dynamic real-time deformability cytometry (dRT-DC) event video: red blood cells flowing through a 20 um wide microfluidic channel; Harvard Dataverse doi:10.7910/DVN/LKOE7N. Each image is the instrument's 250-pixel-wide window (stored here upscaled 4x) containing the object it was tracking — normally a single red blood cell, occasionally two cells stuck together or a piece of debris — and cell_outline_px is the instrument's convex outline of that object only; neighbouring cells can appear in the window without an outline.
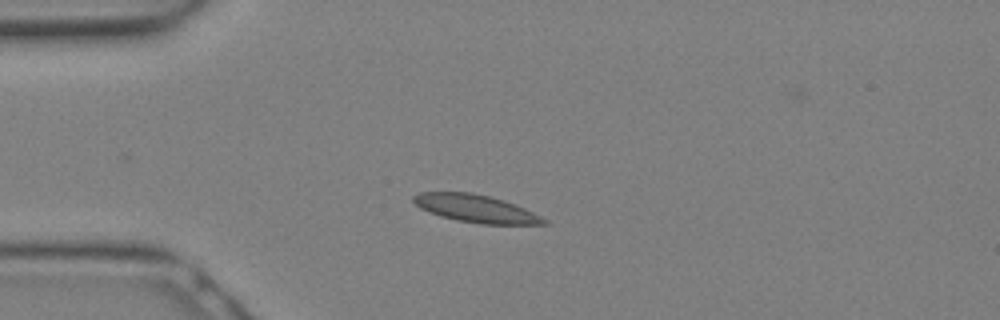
{"species": "Egyptian fruit bat (a non-hibernating species)", "species_latin": "Rousettus aegyptiacus", "temperature_condition": "warm", "stored_images_in_passage": 6, "camera_frame_rate_fps": 3000, "um_per_image_px": 0.085, "animal": {"sex": "female"}, "frame": {"image": 1, "passage_image": 1, "time_ms": 0.0, "image_size_px": [1000, 320], "cell_outline_px": [[548, 224], [480, 224], [456, 220], [440, 216], [428, 212], [420, 208], [412, 200], [412, 196], [420, 192], [472, 192], [504, 200], [516, 204], [548, 220]], "centroid_in_image_um": [40.42, 17.73], "position_along_channel_um": 44.6, "area_um2": 21.04}}
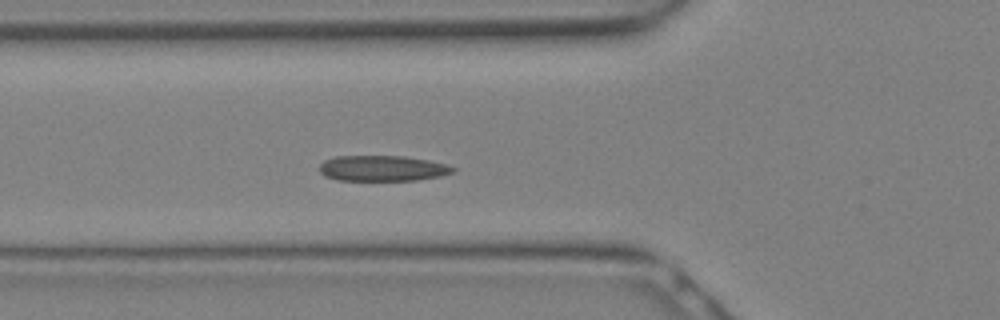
{"frame": {"image": 2, "passage_image": 4, "time_ms": 1.0, "image_size_px": [1000, 320], "cell_outline_px": [[456, 172], [440, 176], [416, 180], [336, 180], [324, 176], [320, 172], [320, 164], [324, 160], [336, 156], [404, 156], [428, 160], [448, 164], [456, 168]], "centroid_in_image_um": [32.53, 14.3], "position_along_channel_um": 93.3, "area_um2": 20.06}}
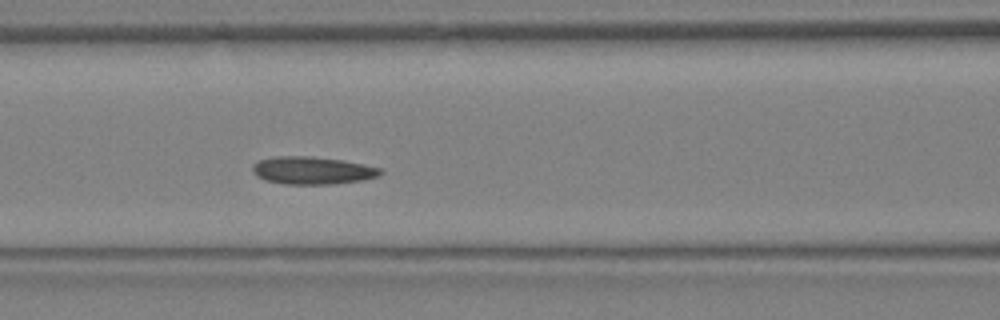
{"frame": {"image": 3, "passage_image": 6, "time_ms": 1.667, "image_size_px": [1000, 320], "cell_outline_px": [[384, 172], [376, 176], [364, 180], [332, 184], [284, 184], [264, 180], [256, 176], [252, 172], [252, 164], [260, 160], [276, 156], [312, 156], [344, 160], [364, 164], [380, 168]], "centroid_in_image_um": [26.53, 14.48], "position_along_channel_um": 140.1, "area_um2": 20.75}}